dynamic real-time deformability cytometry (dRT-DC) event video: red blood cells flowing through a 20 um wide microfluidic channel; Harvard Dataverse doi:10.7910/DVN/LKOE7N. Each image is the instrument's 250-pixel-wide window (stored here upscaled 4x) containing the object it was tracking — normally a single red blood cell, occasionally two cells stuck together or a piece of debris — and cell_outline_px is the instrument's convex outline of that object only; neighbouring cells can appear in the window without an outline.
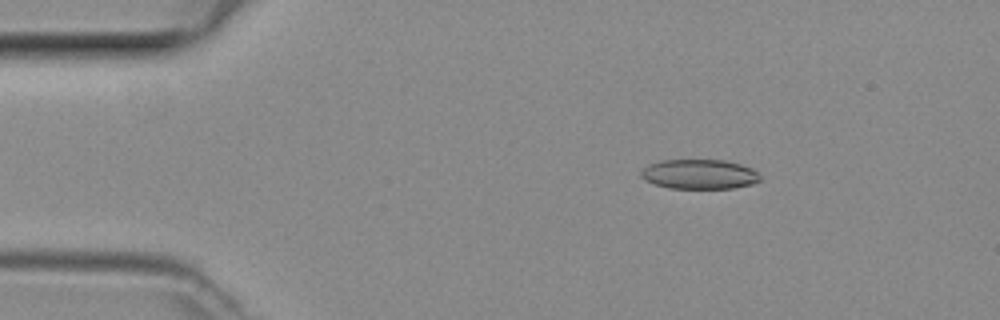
{"species": "common noctule bat (a hibernating species)", "species_latin": "Nyctalus noctula", "temperature_condition": "room temperature", "stored_images_in_passage": 47, "camera_frame_rate_fps": 3000, "um_per_image_px": 0.085, "animal": {"sex": "female", "body_mass_g": 29.2, "forearm_length_mm": 56.3}, "frame": {"image": 1, "passage_image": 7, "time_ms": 2.0, "image_size_px": [1000, 320], "cell_outline_px": [[760, 180], [752, 184], [732, 188], [668, 188], [644, 180], [640, 176], [640, 172], [648, 164], [660, 160], [724, 160], [740, 164], [752, 168], [760, 176]], "centroid_in_image_um": [59.42, 14.8], "position_along_channel_um": 25.6, "area_um2": 20.58}}
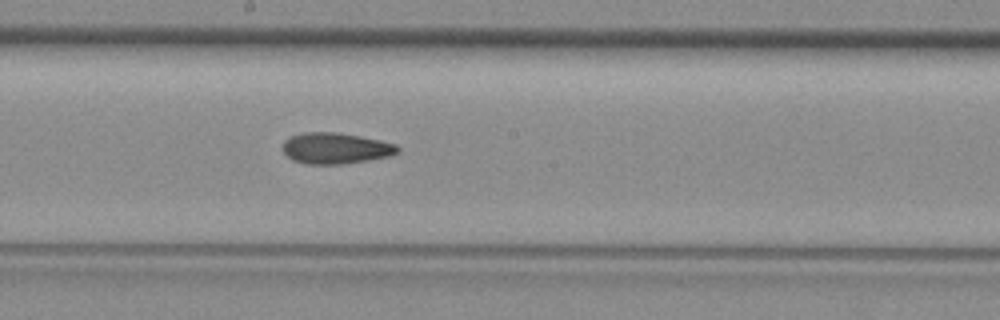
{"frame": {"image": 2, "passage_image": 25, "time_ms": 8.0, "image_size_px": [1000, 320], "cell_outline_px": [[400, 152], [388, 156], [368, 160], [340, 164], [308, 164], [292, 160], [284, 152], [284, 140], [300, 132], [336, 132], [360, 136], [380, 140], [396, 144], [400, 148]], "centroid_in_image_um": [28.54, 12.59], "position_along_channel_um": 219.7, "area_um2": 20.75}}
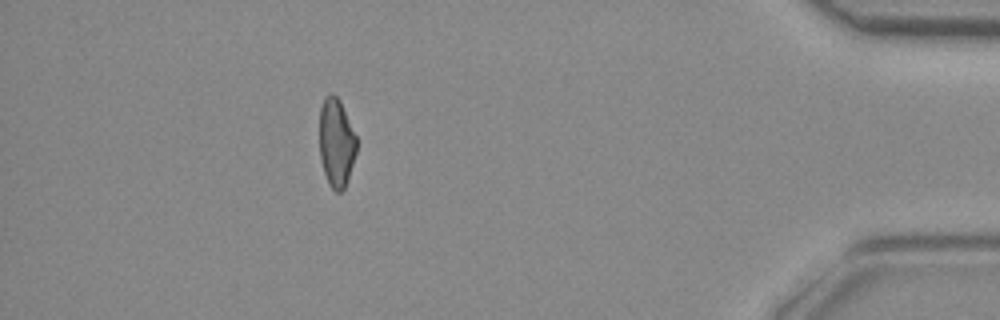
{"frame": {"image": 3, "passage_image": 42, "time_ms": 13.667, "image_size_px": [1000, 320], "cell_outline_px": [[356, 152], [344, 188], [340, 192], [336, 192], [328, 184], [324, 172], [320, 156], [320, 108], [324, 96], [328, 92], [332, 92], [340, 100], [356, 136]], "centroid_in_image_um": [28.57, 12.08], "position_along_channel_um": 406.6, "area_um2": 19.02}}